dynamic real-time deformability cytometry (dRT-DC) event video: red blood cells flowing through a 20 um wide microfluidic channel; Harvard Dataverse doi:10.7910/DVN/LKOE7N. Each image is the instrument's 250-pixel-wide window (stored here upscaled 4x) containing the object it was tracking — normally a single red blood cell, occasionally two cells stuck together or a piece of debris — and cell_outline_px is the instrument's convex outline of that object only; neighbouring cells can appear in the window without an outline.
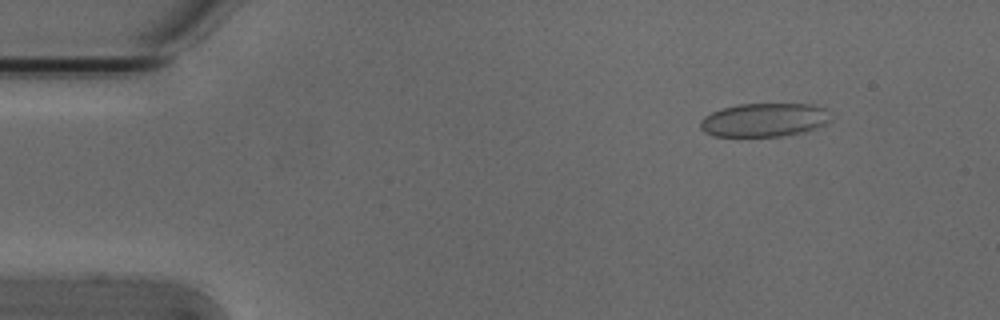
{"species": "Egyptian fruit bat (a non-hibernating species)", "species_latin": "Rousettus aegyptiacus", "temperature_condition": "cold", "stored_images_in_passage": 5, "camera_frame_rate_fps": 3000, "um_per_image_px": 0.085, "animal": {"sex": "male"}, "frame": {"image": 1, "passage_image": 2, "time_ms": 0.333, "image_size_px": [1000, 320], "cell_outline_px": [[832, 120], [816, 128], [804, 132], [784, 136], [712, 136], [704, 132], [700, 128], [700, 120], [704, 116], [712, 112], [724, 108], [740, 104], [812, 104], [824, 108]], "centroid_in_image_um": [64.95, 10.2], "position_along_channel_um": 20.1, "area_um2": 25.55}}
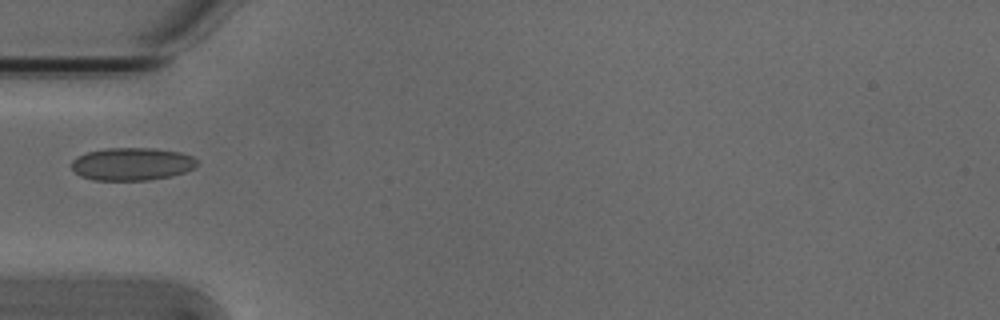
{"frame": {"image": 2, "passage_image": 5, "time_ms": 1.333, "image_size_px": [1000, 320], "cell_outline_px": [[200, 160], [196, 168], [172, 176], [148, 180], [92, 180], [80, 176], [72, 168], [72, 160], [76, 156], [88, 152], [104, 148], [156, 148], [180, 152], [192, 156]], "centroid_in_image_um": [11.25, 13.93], "position_along_channel_um": 73.7, "area_um2": 24.28}}